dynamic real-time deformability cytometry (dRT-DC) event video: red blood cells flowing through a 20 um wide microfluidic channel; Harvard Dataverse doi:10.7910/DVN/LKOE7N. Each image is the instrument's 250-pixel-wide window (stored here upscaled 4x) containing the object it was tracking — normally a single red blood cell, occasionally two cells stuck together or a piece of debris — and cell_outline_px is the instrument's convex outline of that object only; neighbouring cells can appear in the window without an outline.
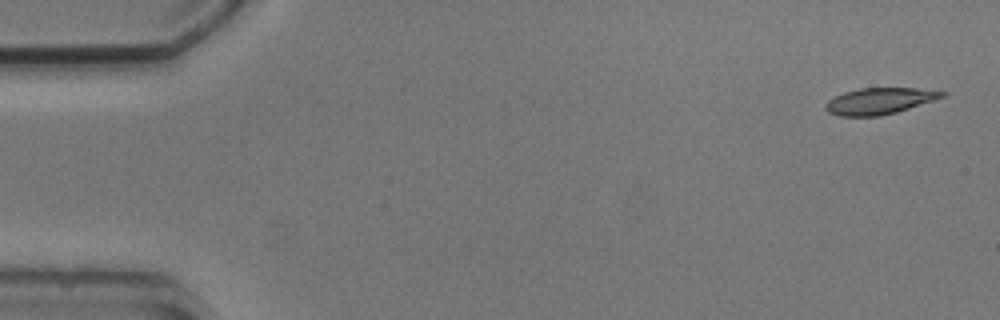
{"species": "common noctule bat (a hibernating species)", "species_latin": "Nyctalus noctula", "temperature_condition": "cold", "stored_images_in_passage": 5, "camera_frame_rate_fps": 3000, "um_per_image_px": 0.085, "animal": {"sex": "male", "body_mass_g": 20.5, "forearm_length_mm": 52.5}, "frame": {"image": 1, "passage_image": 1, "time_ms": 0.0, "image_size_px": [1000, 320], "cell_outline_px": [[948, 92], [944, 96], [896, 112], [880, 116], [840, 116], [828, 112], [824, 108], [824, 104], [828, 100], [844, 92], [860, 88], [916, 88]], "centroid_in_image_um": [74.7, 8.58], "position_along_channel_um": 10.3, "area_um2": 17.69}}
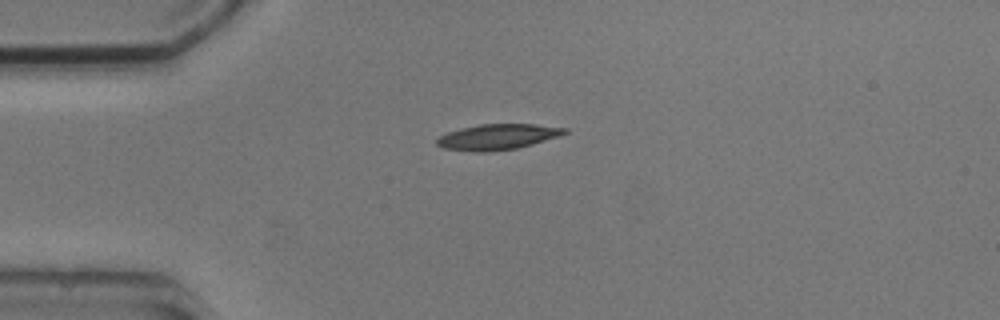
{"frame": {"image": 2, "passage_image": 4, "time_ms": 3.667, "image_size_px": [1000, 320], "cell_outline_px": [[568, 132], [560, 136], [532, 144], [516, 148], [488, 152], [472, 152], [444, 148], [436, 144], [436, 140], [440, 136], [448, 132], [460, 128], [480, 124], [536, 124], [568, 128]], "centroid_in_image_um": [42.31, 11.63], "position_along_channel_um": 42.7, "area_um2": 19.13}}